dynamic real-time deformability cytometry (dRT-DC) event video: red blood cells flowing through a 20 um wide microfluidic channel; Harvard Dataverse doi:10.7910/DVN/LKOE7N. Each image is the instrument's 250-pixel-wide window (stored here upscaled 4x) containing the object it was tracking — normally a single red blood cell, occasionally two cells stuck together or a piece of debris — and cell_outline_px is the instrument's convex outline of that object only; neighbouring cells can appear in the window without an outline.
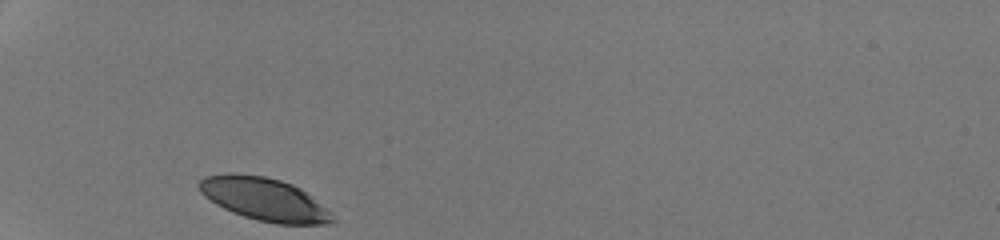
{"species": "human", "species_latin": "Homo sapiens", "temperature_condition": "room temperature", "stored_images_in_passage": 27, "camera_frame_rate_fps": 3000, "um_per_image_px": 0.085, "donor": {"sex": "male"}, "frame": {"image": 1, "passage_image": 1, "time_ms": 0.0, "image_size_px": [1000, 240], "cell_outline_px": [[336, 220], [328, 224], [276, 224], [256, 220], [232, 212], [216, 204], [204, 196], [200, 192], [196, 184], [204, 176], [228, 172], [236, 172], [264, 176], [280, 180], [292, 184], [300, 188], [332, 212]], "centroid_in_image_um": [22.44, 16.92], "position_along_channel_um": 62.6, "area_um2": 33.64}}
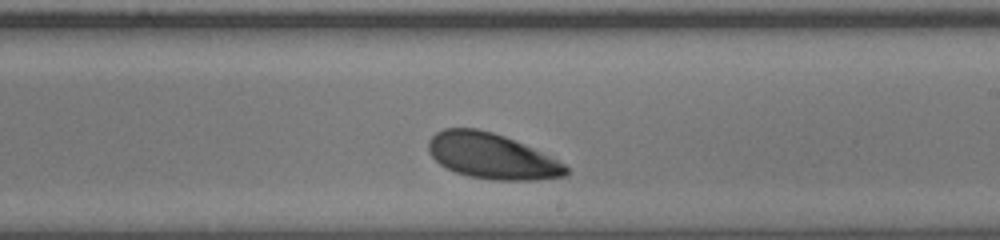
{"frame": {"image": 2, "passage_image": 16, "time_ms": 5.0, "image_size_px": [1000, 240], "cell_outline_px": [[568, 172], [564, 176], [536, 180], [492, 180], [468, 176], [456, 172], [440, 164], [428, 152], [428, 140], [436, 132], [444, 128], [476, 128], [492, 132], [504, 136], [524, 144], [564, 164], [568, 168]], "centroid_in_image_um": [41.76, 13.27], "position_along_channel_um": 247.2, "area_um2": 36.18}}
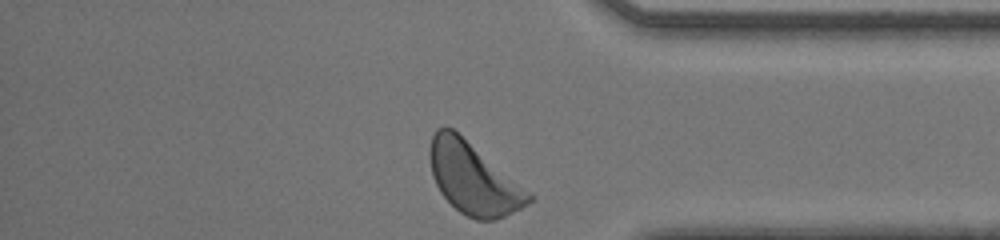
{"frame": {"image": 3, "passage_image": 27, "time_ms": 8.667, "image_size_px": [1000, 240], "cell_outline_px": [[532, 200], [528, 204], [496, 220], [476, 220], [460, 212], [440, 192], [432, 176], [428, 156], [428, 148], [432, 136], [436, 128], [452, 128], [528, 192], [532, 196]], "centroid_in_image_um": [40.16, 15.18], "position_along_channel_um": 395.0, "area_um2": 40.06}, "authors_computed_cell_mechanics": {"area_um2": 36.5296, "velocity_mm_per_s": 4.1543, "shape_relaxation_time_tau1_ms": 2.1787, "shape_relaxation_time_tau2_ms": null, "deformation_change_tau1": 0.1074, "deformation_change_tau2": null}}